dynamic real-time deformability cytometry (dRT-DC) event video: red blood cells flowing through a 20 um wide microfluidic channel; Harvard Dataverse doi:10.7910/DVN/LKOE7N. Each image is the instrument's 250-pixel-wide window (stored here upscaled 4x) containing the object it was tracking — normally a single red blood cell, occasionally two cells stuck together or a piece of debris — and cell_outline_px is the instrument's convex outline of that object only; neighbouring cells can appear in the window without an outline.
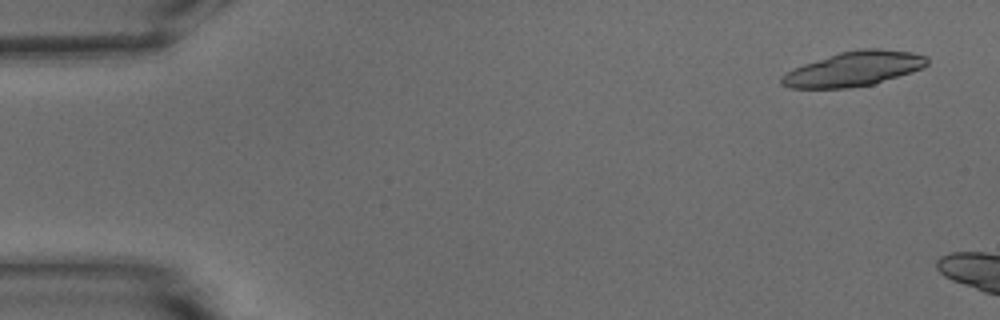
{"species": "common noctule bat (a hibernating species)", "species_latin": "Nyctalus noctula", "temperature_condition": "warm", "stored_images_in_passage": 6, "camera_frame_rate_fps": 3000, "um_per_image_px": 0.085, "animal": {"sex": "male", "body_mass_g": 15.6}, "frame": {"image": 1, "passage_image": 1, "time_ms": 0.0, "image_size_px": [1000, 320], "cell_outline_px": [[928, 64], [924, 68], [912, 72], [872, 84], [848, 88], [788, 88], [780, 84], [780, 76], [784, 72], [792, 68], [840, 52], [860, 48], [880, 48], [912, 52], [928, 56]], "centroid_in_image_um": [72.56, 5.85], "position_along_channel_um": 12.4, "area_um2": 29.59}}